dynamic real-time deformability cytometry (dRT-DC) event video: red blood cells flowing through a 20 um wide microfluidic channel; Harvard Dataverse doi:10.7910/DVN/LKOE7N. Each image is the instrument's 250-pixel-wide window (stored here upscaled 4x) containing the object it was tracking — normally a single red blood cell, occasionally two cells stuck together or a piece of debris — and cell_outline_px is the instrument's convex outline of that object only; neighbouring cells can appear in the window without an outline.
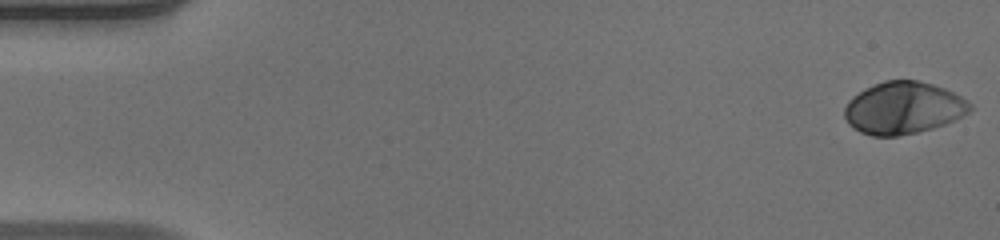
{"species": "human", "species_latin": "Homo sapiens", "temperature_condition": "warm", "stored_images_in_passage": 52, "camera_frame_rate_fps": 3000, "um_per_image_px": 0.085, "donor": {"sex": "male"}, "frame": {"image": 1, "passage_image": 1, "time_ms": 0.0, "image_size_px": [1000, 240], "cell_outline_px": [[972, 108], [968, 112], [956, 120], [932, 128], [916, 132], [896, 136], [872, 136], [860, 132], [852, 128], [848, 124], [844, 116], [844, 108], [848, 100], [852, 96], [864, 88], [884, 80], [916, 80], [932, 84], [944, 88], [960, 96], [972, 104]], "centroid_in_image_um": [76.75, 9.17], "position_along_channel_um": 8.3, "area_um2": 38.26}}
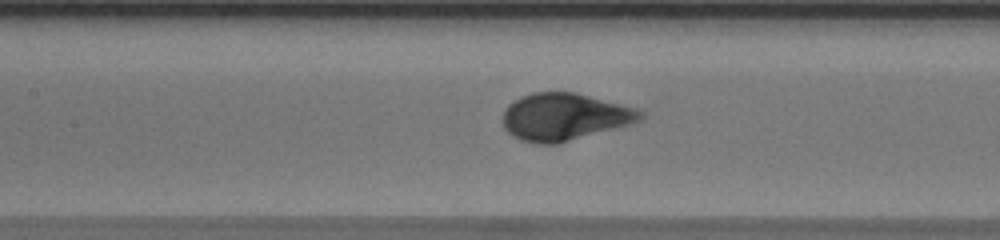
{"frame": {"image": 2, "passage_image": 24, "time_ms": 7.667, "image_size_px": [1000, 240], "cell_outline_px": [[644, 116], [640, 120], [632, 124], [560, 144], [536, 144], [520, 140], [512, 136], [504, 128], [500, 120], [500, 116], [504, 108], [508, 104], [520, 96], [532, 92], [576, 92], [636, 108], [644, 112]], "centroid_in_image_um": [47.93, 9.94], "position_along_channel_um": 159.5, "area_um2": 38.67}}
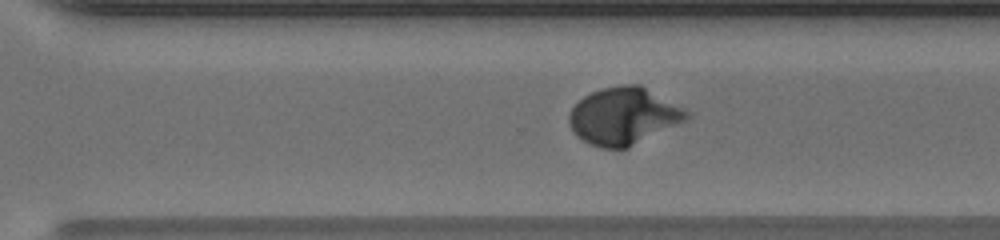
{"frame": {"image": 3, "passage_image": 36, "time_ms": 11.667, "image_size_px": [1000, 240], "cell_outline_px": [[692, 116], [628, 148], [600, 148], [588, 144], [576, 136], [568, 124], [568, 116], [572, 108], [584, 96], [600, 88], [624, 84], [640, 84], [688, 112]], "centroid_in_image_um": [52.93, 9.87], "position_along_channel_um": 317.7, "area_um2": 38.67}, "authors_computed_cell_mechanics": {"area_um2": 37.5122, "velocity_mm_per_s": 3.9755, "shape_relaxation_time_tau1_ms": 3.5738, "shape_relaxation_time_tau2_ms": null, "deformation_change_tau1": 0.2187, "deformation_change_tau2": null}}